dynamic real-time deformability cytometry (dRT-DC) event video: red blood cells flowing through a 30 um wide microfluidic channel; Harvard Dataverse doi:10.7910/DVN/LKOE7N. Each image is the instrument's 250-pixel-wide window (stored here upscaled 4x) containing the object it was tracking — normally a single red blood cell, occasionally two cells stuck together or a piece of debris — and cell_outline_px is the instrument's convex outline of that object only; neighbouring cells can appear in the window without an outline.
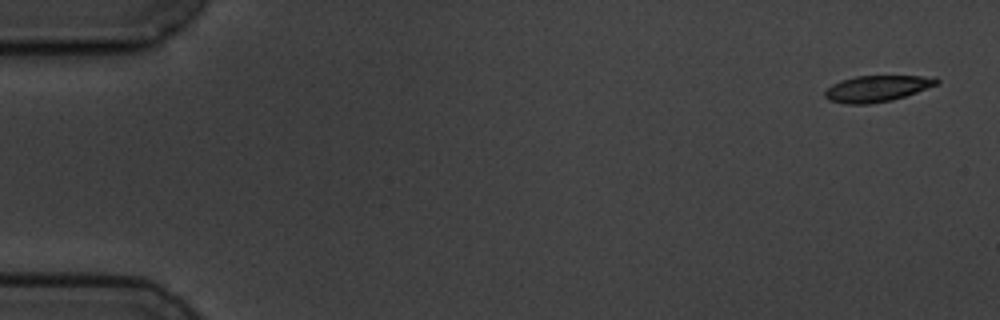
{"species": "common noctule bat (a hibernating species)", "species_latin": "Nyctalus noctula", "temperature_condition": "cold", "stored_images_in_passage": 5, "camera_frame_rate_fps": 3000, "um_per_image_px": 0.085, "animal": {"sex": "male", "body_mass_g": 19.5, "forearm_length_mm": 54.6}, "frame": {"image": 1, "passage_image": 1, "time_ms": 0.0, "image_size_px": [1000, 320], "cell_outline_px": [[940, 80], [936, 84], [916, 92], [892, 100], [868, 104], [848, 104], [828, 100], [824, 96], [824, 92], [832, 84], [840, 80], [856, 76], [936, 76]], "centroid_in_image_um": [74.52, 7.52], "position_along_channel_um": 10.5, "area_um2": 16.99}}
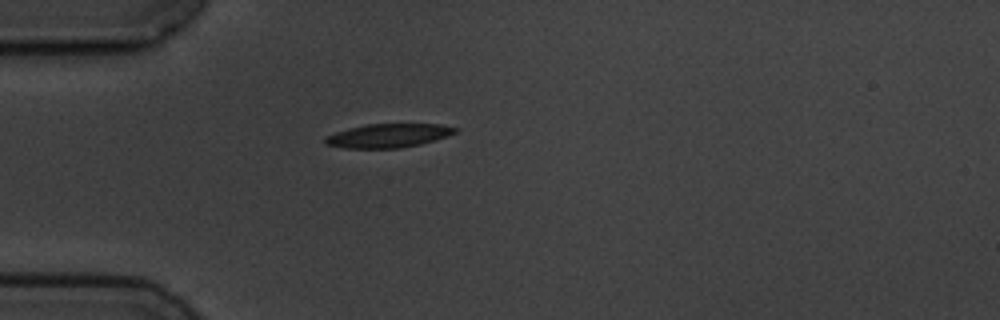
{"frame": {"image": 2, "passage_image": 5, "time_ms": 4.667, "image_size_px": [1000, 320], "cell_outline_px": [[456, 132], [448, 136], [420, 144], [400, 148], [344, 148], [324, 144], [324, 140], [328, 136], [336, 132], [348, 128], [368, 124], [440, 124], [456, 128]], "centroid_in_image_um": [32.99, 11.53], "position_along_channel_um": 52.0, "area_um2": 17.86}}